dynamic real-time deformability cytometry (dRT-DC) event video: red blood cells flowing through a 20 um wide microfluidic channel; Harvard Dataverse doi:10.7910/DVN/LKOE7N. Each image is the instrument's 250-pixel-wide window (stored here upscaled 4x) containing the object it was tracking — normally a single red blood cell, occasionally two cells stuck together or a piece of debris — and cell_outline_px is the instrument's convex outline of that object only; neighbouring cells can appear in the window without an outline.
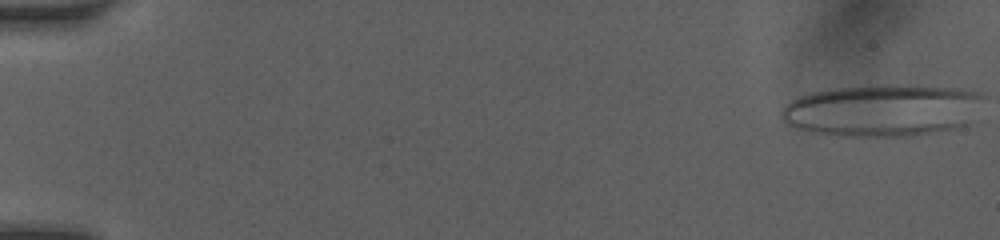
{"species": "human", "species_latin": "Homo sapiens", "temperature_condition": "room temperature", "stored_images_in_passage": 27, "camera_frame_rate_fps": 3000, "um_per_image_px": 0.085, "donor": {"sex": "female"}, "frame": {"image": 1, "passage_image": 1, "time_ms": 0.0, "image_size_px": [1000, 240], "cell_outline_px": [[984, 96], [968, 124], [932, 132], [912, 136], [840, 136], [800, 128], [788, 124], [784, 120], [780, 112], [792, 100], [800, 96], [816, 92], [836, 88], [888, 84], [960, 88], [976, 92]], "centroid_in_image_um": [75.03, 9.36], "position_along_channel_um": 10.0, "area_um2": 60.46}}
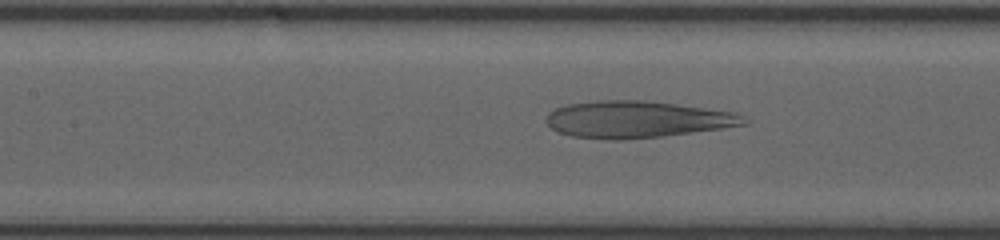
{"frame": {"image": 2, "passage_image": 22, "time_ms": 7.667, "image_size_px": [1000, 240], "cell_outline_px": [[752, 120], [748, 124], [724, 128], [660, 136], [620, 140], [616, 140], [572, 136], [556, 132], [548, 124], [548, 112], [556, 108], [568, 104], [596, 100], [644, 100], [676, 104], [736, 112]], "centroid_in_image_um": [54.19, 10.14], "position_along_channel_um": 153.2, "area_um2": 42.43}}
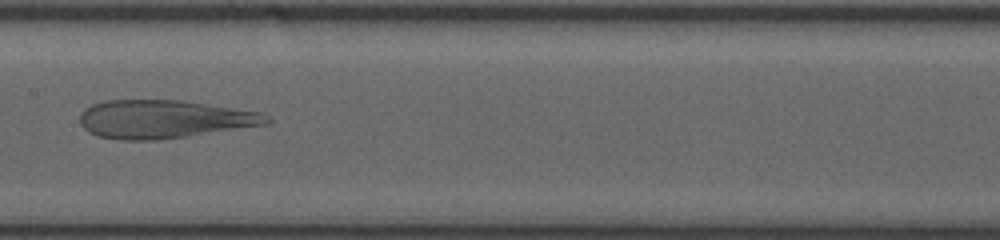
{"frame": {"image": 3, "passage_image": 25, "time_ms": 8.667, "image_size_px": [1000, 240], "cell_outline_px": [[272, 120], [268, 124], [188, 136], [156, 140], [120, 140], [96, 136], [88, 132], [80, 124], [80, 112], [84, 108], [92, 104], [104, 100], [180, 100], [264, 112]], "centroid_in_image_um": [13.93, 10.13], "position_along_channel_um": 193.5, "area_um2": 41.96}}